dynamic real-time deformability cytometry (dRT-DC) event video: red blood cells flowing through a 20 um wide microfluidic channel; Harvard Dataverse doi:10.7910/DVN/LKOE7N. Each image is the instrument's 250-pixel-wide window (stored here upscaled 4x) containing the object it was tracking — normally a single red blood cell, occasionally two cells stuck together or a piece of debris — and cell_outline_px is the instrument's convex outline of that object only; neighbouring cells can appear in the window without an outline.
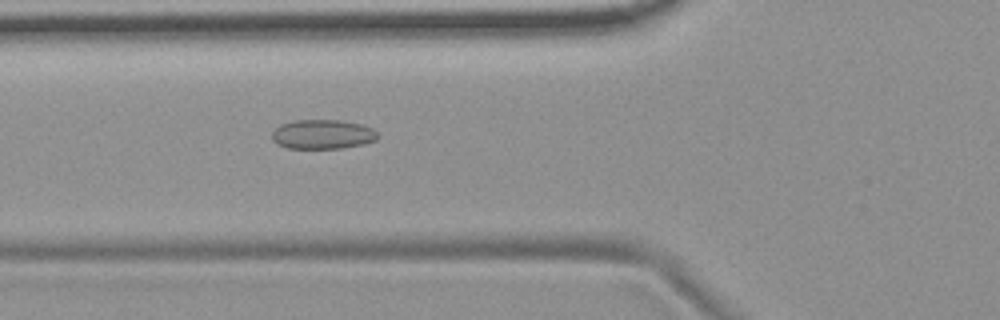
{"species": "common noctule bat (a hibernating species)", "species_latin": "Nyctalus noctula", "temperature_condition": "room temperature", "stored_images_in_passage": 38, "camera_frame_rate_fps": 3000, "um_per_image_px": 0.085, "animal": {"sex": "female", "body_mass_g": 19.9}, "frame": {"image": 1, "passage_image": 4, "time_ms": 1.0, "image_size_px": [1000, 320], "cell_outline_px": [[380, 136], [376, 140], [364, 144], [340, 148], [288, 148], [276, 144], [272, 140], [272, 132], [280, 124], [292, 120], [340, 120], [360, 124], [372, 128]], "centroid_in_image_um": [27.41, 11.41], "position_along_channel_um": 98.4, "area_um2": 18.21}}
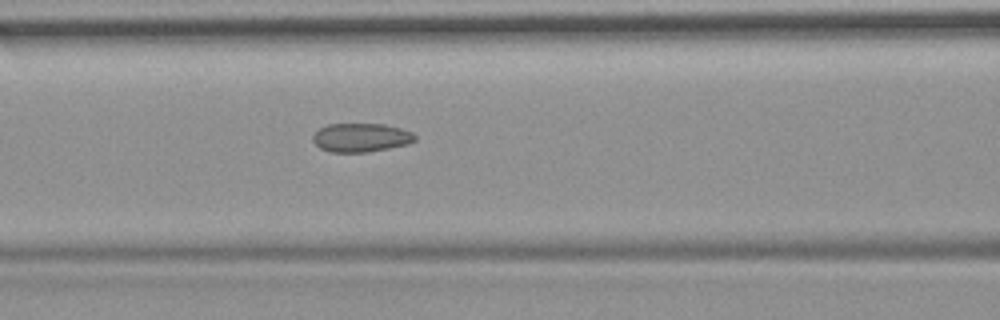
{"frame": {"image": 2, "passage_image": 7, "time_ms": 2.0, "image_size_px": [1000, 320], "cell_outline_px": [[416, 140], [408, 144], [368, 152], [328, 152], [320, 148], [312, 140], [312, 136], [320, 128], [328, 124], [384, 124], [400, 128], [412, 132], [416, 136]], "centroid_in_image_um": [30.68, 11.69], "position_along_channel_um": 135.9, "area_um2": 17.11}}
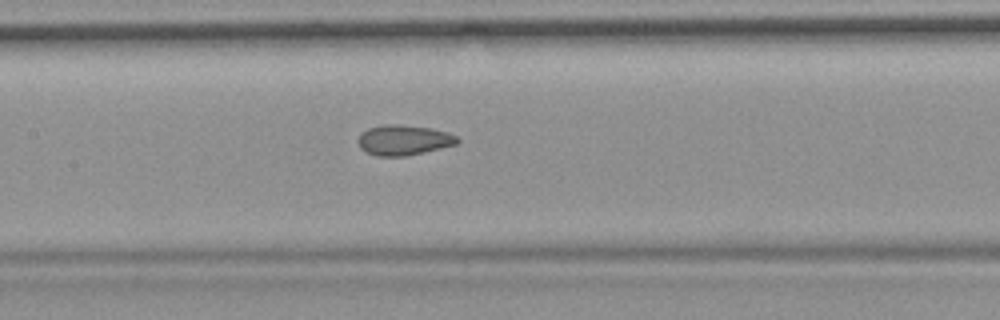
{"frame": {"image": 3, "passage_image": 10, "time_ms": 3.0, "image_size_px": [1000, 320], "cell_outline_px": [[460, 140], [456, 144], [440, 148], [404, 156], [376, 156], [360, 148], [356, 140], [360, 132], [368, 128], [384, 124], [400, 124], [432, 128], [448, 132], [456, 136]], "centroid_in_image_um": [34.27, 11.89], "position_along_channel_um": 173.1, "area_um2": 17.57}, "authors_computed_cell_mechanics": {"area_um2": 17.3978, "velocity_mm_per_s": 3.7217, "shape_relaxation_time_tau1_ms": null, "shape_relaxation_time_tau2_ms": 1.8948, "deformation_change_tau1": null, "deformation_change_tau2": 0.0873}}